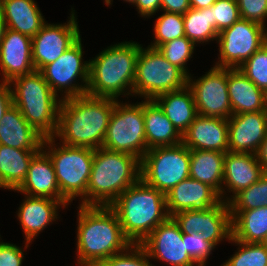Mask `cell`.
Masks as SVG:
<instances>
[{
	"label": "cell",
	"instance_id": "14",
	"mask_svg": "<svg viewBox=\"0 0 267 266\" xmlns=\"http://www.w3.org/2000/svg\"><path fill=\"white\" fill-rule=\"evenodd\" d=\"M187 86L193 92L198 115L226 120L232 116L227 89V68L214 66L194 81L188 76Z\"/></svg>",
	"mask_w": 267,
	"mask_h": 266
},
{
	"label": "cell",
	"instance_id": "44",
	"mask_svg": "<svg viewBox=\"0 0 267 266\" xmlns=\"http://www.w3.org/2000/svg\"><path fill=\"white\" fill-rule=\"evenodd\" d=\"M190 8V0H161L163 12L185 14Z\"/></svg>",
	"mask_w": 267,
	"mask_h": 266
},
{
	"label": "cell",
	"instance_id": "33",
	"mask_svg": "<svg viewBox=\"0 0 267 266\" xmlns=\"http://www.w3.org/2000/svg\"><path fill=\"white\" fill-rule=\"evenodd\" d=\"M230 211H246L261 206L267 207V173L257 182L238 192L229 202Z\"/></svg>",
	"mask_w": 267,
	"mask_h": 266
},
{
	"label": "cell",
	"instance_id": "17",
	"mask_svg": "<svg viewBox=\"0 0 267 266\" xmlns=\"http://www.w3.org/2000/svg\"><path fill=\"white\" fill-rule=\"evenodd\" d=\"M227 121L228 151L256 154L267 135V113L235 114Z\"/></svg>",
	"mask_w": 267,
	"mask_h": 266
},
{
	"label": "cell",
	"instance_id": "48",
	"mask_svg": "<svg viewBox=\"0 0 267 266\" xmlns=\"http://www.w3.org/2000/svg\"><path fill=\"white\" fill-rule=\"evenodd\" d=\"M7 29L6 22L3 16L2 9L0 7V44Z\"/></svg>",
	"mask_w": 267,
	"mask_h": 266
},
{
	"label": "cell",
	"instance_id": "51",
	"mask_svg": "<svg viewBox=\"0 0 267 266\" xmlns=\"http://www.w3.org/2000/svg\"><path fill=\"white\" fill-rule=\"evenodd\" d=\"M265 112L267 113V91L265 92Z\"/></svg>",
	"mask_w": 267,
	"mask_h": 266
},
{
	"label": "cell",
	"instance_id": "19",
	"mask_svg": "<svg viewBox=\"0 0 267 266\" xmlns=\"http://www.w3.org/2000/svg\"><path fill=\"white\" fill-rule=\"evenodd\" d=\"M165 197L170 217L185 210L205 211L221 201L212 187L190 177L174 186Z\"/></svg>",
	"mask_w": 267,
	"mask_h": 266
},
{
	"label": "cell",
	"instance_id": "9",
	"mask_svg": "<svg viewBox=\"0 0 267 266\" xmlns=\"http://www.w3.org/2000/svg\"><path fill=\"white\" fill-rule=\"evenodd\" d=\"M140 163V178L163 194L190 177V149L183 143L150 148Z\"/></svg>",
	"mask_w": 267,
	"mask_h": 266
},
{
	"label": "cell",
	"instance_id": "35",
	"mask_svg": "<svg viewBox=\"0 0 267 266\" xmlns=\"http://www.w3.org/2000/svg\"><path fill=\"white\" fill-rule=\"evenodd\" d=\"M230 241L239 245V250L221 266H267V249L261 243H244L232 237Z\"/></svg>",
	"mask_w": 267,
	"mask_h": 266
},
{
	"label": "cell",
	"instance_id": "22",
	"mask_svg": "<svg viewBox=\"0 0 267 266\" xmlns=\"http://www.w3.org/2000/svg\"><path fill=\"white\" fill-rule=\"evenodd\" d=\"M24 195L25 200L19 207L18 218L25 234L27 248L40 231L58 218L59 206L66 207V205L59 200L47 197Z\"/></svg>",
	"mask_w": 267,
	"mask_h": 266
},
{
	"label": "cell",
	"instance_id": "5",
	"mask_svg": "<svg viewBox=\"0 0 267 266\" xmlns=\"http://www.w3.org/2000/svg\"><path fill=\"white\" fill-rule=\"evenodd\" d=\"M141 45L122 42L108 47L96 58L89 60L87 94L94 97L118 99V96L133 93L136 61Z\"/></svg>",
	"mask_w": 267,
	"mask_h": 266
},
{
	"label": "cell",
	"instance_id": "32",
	"mask_svg": "<svg viewBox=\"0 0 267 266\" xmlns=\"http://www.w3.org/2000/svg\"><path fill=\"white\" fill-rule=\"evenodd\" d=\"M185 36L194 44L217 40L218 31L213 27L212 6L205 9L190 8L183 14Z\"/></svg>",
	"mask_w": 267,
	"mask_h": 266
},
{
	"label": "cell",
	"instance_id": "45",
	"mask_svg": "<svg viewBox=\"0 0 267 266\" xmlns=\"http://www.w3.org/2000/svg\"><path fill=\"white\" fill-rule=\"evenodd\" d=\"M134 4L143 17H150L161 9V0H136Z\"/></svg>",
	"mask_w": 267,
	"mask_h": 266
},
{
	"label": "cell",
	"instance_id": "7",
	"mask_svg": "<svg viewBox=\"0 0 267 266\" xmlns=\"http://www.w3.org/2000/svg\"><path fill=\"white\" fill-rule=\"evenodd\" d=\"M54 139V137L44 138L42 149L49 148L44 151L54 165L61 196L68 203L80 196L82 201L80 205L86 206V191L92 170L94 149L64 144L55 148Z\"/></svg>",
	"mask_w": 267,
	"mask_h": 266
},
{
	"label": "cell",
	"instance_id": "43",
	"mask_svg": "<svg viewBox=\"0 0 267 266\" xmlns=\"http://www.w3.org/2000/svg\"><path fill=\"white\" fill-rule=\"evenodd\" d=\"M12 85L2 80L0 83V122L6 111L13 105Z\"/></svg>",
	"mask_w": 267,
	"mask_h": 266
},
{
	"label": "cell",
	"instance_id": "11",
	"mask_svg": "<svg viewBox=\"0 0 267 266\" xmlns=\"http://www.w3.org/2000/svg\"><path fill=\"white\" fill-rule=\"evenodd\" d=\"M219 61L216 67L239 68L266 42V27L239 19L231 27L218 33Z\"/></svg>",
	"mask_w": 267,
	"mask_h": 266
},
{
	"label": "cell",
	"instance_id": "36",
	"mask_svg": "<svg viewBox=\"0 0 267 266\" xmlns=\"http://www.w3.org/2000/svg\"><path fill=\"white\" fill-rule=\"evenodd\" d=\"M194 47L195 44L184 36L168 41L157 49L171 64L180 68L187 76H190L185 65L192 57Z\"/></svg>",
	"mask_w": 267,
	"mask_h": 266
},
{
	"label": "cell",
	"instance_id": "24",
	"mask_svg": "<svg viewBox=\"0 0 267 266\" xmlns=\"http://www.w3.org/2000/svg\"><path fill=\"white\" fill-rule=\"evenodd\" d=\"M44 137L23 117L13 104L0 122V144L20 150H41Z\"/></svg>",
	"mask_w": 267,
	"mask_h": 266
},
{
	"label": "cell",
	"instance_id": "38",
	"mask_svg": "<svg viewBox=\"0 0 267 266\" xmlns=\"http://www.w3.org/2000/svg\"><path fill=\"white\" fill-rule=\"evenodd\" d=\"M149 259L141 244H131L125 251L103 260L98 266H154Z\"/></svg>",
	"mask_w": 267,
	"mask_h": 266
},
{
	"label": "cell",
	"instance_id": "18",
	"mask_svg": "<svg viewBox=\"0 0 267 266\" xmlns=\"http://www.w3.org/2000/svg\"><path fill=\"white\" fill-rule=\"evenodd\" d=\"M0 68L4 81L35 71L32 60V38L6 29L0 44Z\"/></svg>",
	"mask_w": 267,
	"mask_h": 266
},
{
	"label": "cell",
	"instance_id": "47",
	"mask_svg": "<svg viewBox=\"0 0 267 266\" xmlns=\"http://www.w3.org/2000/svg\"><path fill=\"white\" fill-rule=\"evenodd\" d=\"M217 0H190L191 8L194 9H205L211 7Z\"/></svg>",
	"mask_w": 267,
	"mask_h": 266
},
{
	"label": "cell",
	"instance_id": "16",
	"mask_svg": "<svg viewBox=\"0 0 267 266\" xmlns=\"http://www.w3.org/2000/svg\"><path fill=\"white\" fill-rule=\"evenodd\" d=\"M149 258L171 266H199L187 253L183 233L172 217L160 223L141 243Z\"/></svg>",
	"mask_w": 267,
	"mask_h": 266
},
{
	"label": "cell",
	"instance_id": "23",
	"mask_svg": "<svg viewBox=\"0 0 267 266\" xmlns=\"http://www.w3.org/2000/svg\"><path fill=\"white\" fill-rule=\"evenodd\" d=\"M264 174L256 154L241 152H226L223 169V185L232 192L228 203L238 192L257 182Z\"/></svg>",
	"mask_w": 267,
	"mask_h": 266
},
{
	"label": "cell",
	"instance_id": "13",
	"mask_svg": "<svg viewBox=\"0 0 267 266\" xmlns=\"http://www.w3.org/2000/svg\"><path fill=\"white\" fill-rule=\"evenodd\" d=\"M183 234L200 233L214 247L232 237L231 213L225 199L205 211L185 210L171 216Z\"/></svg>",
	"mask_w": 267,
	"mask_h": 266
},
{
	"label": "cell",
	"instance_id": "29",
	"mask_svg": "<svg viewBox=\"0 0 267 266\" xmlns=\"http://www.w3.org/2000/svg\"><path fill=\"white\" fill-rule=\"evenodd\" d=\"M225 153L212 150L190 149V178L212 187L222 200Z\"/></svg>",
	"mask_w": 267,
	"mask_h": 266
},
{
	"label": "cell",
	"instance_id": "12",
	"mask_svg": "<svg viewBox=\"0 0 267 266\" xmlns=\"http://www.w3.org/2000/svg\"><path fill=\"white\" fill-rule=\"evenodd\" d=\"M82 49L80 37L56 61L45 65L40 70L56 95L58 91L65 90L62 100L87 94L90 63L82 61ZM77 78L82 80L83 85L76 83Z\"/></svg>",
	"mask_w": 267,
	"mask_h": 266
},
{
	"label": "cell",
	"instance_id": "41",
	"mask_svg": "<svg viewBox=\"0 0 267 266\" xmlns=\"http://www.w3.org/2000/svg\"><path fill=\"white\" fill-rule=\"evenodd\" d=\"M241 19L266 26L267 0H236Z\"/></svg>",
	"mask_w": 267,
	"mask_h": 266
},
{
	"label": "cell",
	"instance_id": "27",
	"mask_svg": "<svg viewBox=\"0 0 267 266\" xmlns=\"http://www.w3.org/2000/svg\"><path fill=\"white\" fill-rule=\"evenodd\" d=\"M8 29L34 37L46 23L34 0H0Z\"/></svg>",
	"mask_w": 267,
	"mask_h": 266
},
{
	"label": "cell",
	"instance_id": "21",
	"mask_svg": "<svg viewBox=\"0 0 267 266\" xmlns=\"http://www.w3.org/2000/svg\"><path fill=\"white\" fill-rule=\"evenodd\" d=\"M29 196L47 197L69 203L61 196L54 165L49 155L41 149L32 159L23 183L15 190Z\"/></svg>",
	"mask_w": 267,
	"mask_h": 266
},
{
	"label": "cell",
	"instance_id": "1",
	"mask_svg": "<svg viewBox=\"0 0 267 266\" xmlns=\"http://www.w3.org/2000/svg\"><path fill=\"white\" fill-rule=\"evenodd\" d=\"M115 99L88 94L63 99L60 104L57 132L68 146L102 147ZM63 140V141H62Z\"/></svg>",
	"mask_w": 267,
	"mask_h": 266
},
{
	"label": "cell",
	"instance_id": "46",
	"mask_svg": "<svg viewBox=\"0 0 267 266\" xmlns=\"http://www.w3.org/2000/svg\"><path fill=\"white\" fill-rule=\"evenodd\" d=\"M257 160L259 164L261 165V168L263 169L264 173H267V135L263 142L261 143L257 153Z\"/></svg>",
	"mask_w": 267,
	"mask_h": 266
},
{
	"label": "cell",
	"instance_id": "25",
	"mask_svg": "<svg viewBox=\"0 0 267 266\" xmlns=\"http://www.w3.org/2000/svg\"><path fill=\"white\" fill-rule=\"evenodd\" d=\"M227 89L232 115L265 111V92L238 68H227Z\"/></svg>",
	"mask_w": 267,
	"mask_h": 266
},
{
	"label": "cell",
	"instance_id": "20",
	"mask_svg": "<svg viewBox=\"0 0 267 266\" xmlns=\"http://www.w3.org/2000/svg\"><path fill=\"white\" fill-rule=\"evenodd\" d=\"M189 149L228 152V121L218 117L198 115L182 135Z\"/></svg>",
	"mask_w": 267,
	"mask_h": 266
},
{
	"label": "cell",
	"instance_id": "2",
	"mask_svg": "<svg viewBox=\"0 0 267 266\" xmlns=\"http://www.w3.org/2000/svg\"><path fill=\"white\" fill-rule=\"evenodd\" d=\"M77 253L79 266H98L132 244L124 235L117 214L109 206L79 205Z\"/></svg>",
	"mask_w": 267,
	"mask_h": 266
},
{
	"label": "cell",
	"instance_id": "6",
	"mask_svg": "<svg viewBox=\"0 0 267 266\" xmlns=\"http://www.w3.org/2000/svg\"><path fill=\"white\" fill-rule=\"evenodd\" d=\"M13 104L27 122L44 138L57 132L59 109L62 99L45 81L40 71L21 75L11 82ZM14 88V89H13Z\"/></svg>",
	"mask_w": 267,
	"mask_h": 266
},
{
	"label": "cell",
	"instance_id": "30",
	"mask_svg": "<svg viewBox=\"0 0 267 266\" xmlns=\"http://www.w3.org/2000/svg\"><path fill=\"white\" fill-rule=\"evenodd\" d=\"M39 151L0 144V188L16 190L25 180L30 162Z\"/></svg>",
	"mask_w": 267,
	"mask_h": 266
},
{
	"label": "cell",
	"instance_id": "15",
	"mask_svg": "<svg viewBox=\"0 0 267 266\" xmlns=\"http://www.w3.org/2000/svg\"><path fill=\"white\" fill-rule=\"evenodd\" d=\"M67 24H44L40 31L32 37V60L36 71L56 61L81 36L75 13Z\"/></svg>",
	"mask_w": 267,
	"mask_h": 266
},
{
	"label": "cell",
	"instance_id": "26",
	"mask_svg": "<svg viewBox=\"0 0 267 266\" xmlns=\"http://www.w3.org/2000/svg\"><path fill=\"white\" fill-rule=\"evenodd\" d=\"M153 100L181 135L188 130L198 116L194 95L188 86L177 91L160 94Z\"/></svg>",
	"mask_w": 267,
	"mask_h": 266
},
{
	"label": "cell",
	"instance_id": "49",
	"mask_svg": "<svg viewBox=\"0 0 267 266\" xmlns=\"http://www.w3.org/2000/svg\"><path fill=\"white\" fill-rule=\"evenodd\" d=\"M125 1H127V2H129V3H132V4L134 5V2H135L136 0H125ZM111 2H112V0H105V3H106L107 6L110 5Z\"/></svg>",
	"mask_w": 267,
	"mask_h": 266
},
{
	"label": "cell",
	"instance_id": "50",
	"mask_svg": "<svg viewBox=\"0 0 267 266\" xmlns=\"http://www.w3.org/2000/svg\"><path fill=\"white\" fill-rule=\"evenodd\" d=\"M261 244L267 249V234L265 235L264 239L261 241Z\"/></svg>",
	"mask_w": 267,
	"mask_h": 266
},
{
	"label": "cell",
	"instance_id": "31",
	"mask_svg": "<svg viewBox=\"0 0 267 266\" xmlns=\"http://www.w3.org/2000/svg\"><path fill=\"white\" fill-rule=\"evenodd\" d=\"M230 213L233 239L244 243H261L267 234V207Z\"/></svg>",
	"mask_w": 267,
	"mask_h": 266
},
{
	"label": "cell",
	"instance_id": "10",
	"mask_svg": "<svg viewBox=\"0 0 267 266\" xmlns=\"http://www.w3.org/2000/svg\"><path fill=\"white\" fill-rule=\"evenodd\" d=\"M102 147L128 153L142 160L147 152L143 101L123 104L115 99V107Z\"/></svg>",
	"mask_w": 267,
	"mask_h": 266
},
{
	"label": "cell",
	"instance_id": "28",
	"mask_svg": "<svg viewBox=\"0 0 267 266\" xmlns=\"http://www.w3.org/2000/svg\"><path fill=\"white\" fill-rule=\"evenodd\" d=\"M143 113L147 150L153 147L174 146L182 143V135L154 100L143 102Z\"/></svg>",
	"mask_w": 267,
	"mask_h": 266
},
{
	"label": "cell",
	"instance_id": "4",
	"mask_svg": "<svg viewBox=\"0 0 267 266\" xmlns=\"http://www.w3.org/2000/svg\"><path fill=\"white\" fill-rule=\"evenodd\" d=\"M140 160L128 153L94 149L86 206H110L140 179Z\"/></svg>",
	"mask_w": 267,
	"mask_h": 266
},
{
	"label": "cell",
	"instance_id": "37",
	"mask_svg": "<svg viewBox=\"0 0 267 266\" xmlns=\"http://www.w3.org/2000/svg\"><path fill=\"white\" fill-rule=\"evenodd\" d=\"M258 88L267 91V43L238 68Z\"/></svg>",
	"mask_w": 267,
	"mask_h": 266
},
{
	"label": "cell",
	"instance_id": "8",
	"mask_svg": "<svg viewBox=\"0 0 267 266\" xmlns=\"http://www.w3.org/2000/svg\"><path fill=\"white\" fill-rule=\"evenodd\" d=\"M188 76L177 66L171 64L158 49L140 48L136 61L133 95L153 100L156 96L183 89Z\"/></svg>",
	"mask_w": 267,
	"mask_h": 266
},
{
	"label": "cell",
	"instance_id": "34",
	"mask_svg": "<svg viewBox=\"0 0 267 266\" xmlns=\"http://www.w3.org/2000/svg\"><path fill=\"white\" fill-rule=\"evenodd\" d=\"M155 41L149 45L157 49L160 45L185 36L183 14L166 12L158 16L154 26Z\"/></svg>",
	"mask_w": 267,
	"mask_h": 266
},
{
	"label": "cell",
	"instance_id": "40",
	"mask_svg": "<svg viewBox=\"0 0 267 266\" xmlns=\"http://www.w3.org/2000/svg\"><path fill=\"white\" fill-rule=\"evenodd\" d=\"M183 242L190 257L199 265L205 266L208 256L215 248L211 243L205 241L200 233L183 234Z\"/></svg>",
	"mask_w": 267,
	"mask_h": 266
},
{
	"label": "cell",
	"instance_id": "39",
	"mask_svg": "<svg viewBox=\"0 0 267 266\" xmlns=\"http://www.w3.org/2000/svg\"><path fill=\"white\" fill-rule=\"evenodd\" d=\"M213 27L218 32L231 27L240 19L236 0H217L212 6Z\"/></svg>",
	"mask_w": 267,
	"mask_h": 266
},
{
	"label": "cell",
	"instance_id": "3",
	"mask_svg": "<svg viewBox=\"0 0 267 266\" xmlns=\"http://www.w3.org/2000/svg\"><path fill=\"white\" fill-rule=\"evenodd\" d=\"M118 216L123 233L132 244H141L170 216L165 194L141 178L109 206Z\"/></svg>",
	"mask_w": 267,
	"mask_h": 266
},
{
	"label": "cell",
	"instance_id": "42",
	"mask_svg": "<svg viewBox=\"0 0 267 266\" xmlns=\"http://www.w3.org/2000/svg\"><path fill=\"white\" fill-rule=\"evenodd\" d=\"M23 250L11 243L0 242V266H21Z\"/></svg>",
	"mask_w": 267,
	"mask_h": 266
}]
</instances>
